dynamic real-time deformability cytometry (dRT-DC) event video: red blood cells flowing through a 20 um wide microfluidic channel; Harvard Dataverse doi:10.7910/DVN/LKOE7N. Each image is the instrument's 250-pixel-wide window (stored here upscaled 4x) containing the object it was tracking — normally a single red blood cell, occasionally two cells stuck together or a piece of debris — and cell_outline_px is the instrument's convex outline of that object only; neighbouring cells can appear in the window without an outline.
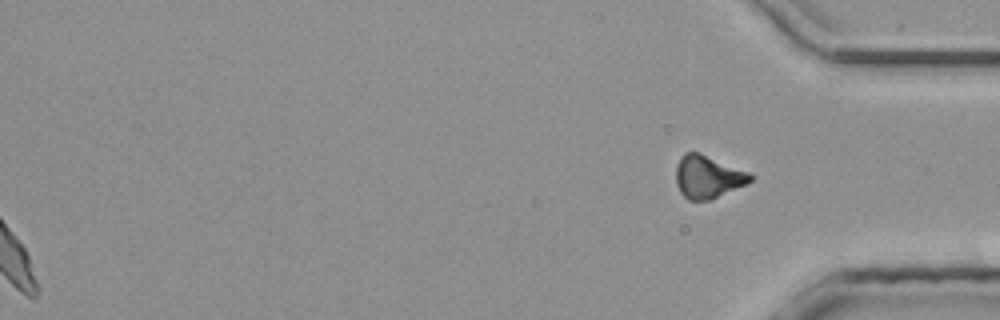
{"species": "common noctule bat (a hibernating species)", "species_latin": "Nyctalus noctula", "temperature_condition": "room temperature", "stored_images_in_passage": 34, "segment_of_instrument_passage": [2, 2], "camera_frame_rate_fps": 3000, "um_per_image_px": 0.085, "animal": {"sex": "male", "body_mass_g": 20.4}, "frame": {"image": 1, "passage_image": 34, "time_ms": 11.0, "image_size_px": [1000, 320], "cell_outline_px": [[756, 176], [748, 184], [708, 200], [688, 200], [680, 192], [676, 184], [676, 164], [680, 156], [684, 152], [700, 152], [748, 172]], "centroid_in_image_um": [60.16, 15.02], "position_along_channel_um": 375.0, "area_um2": 18.67}}